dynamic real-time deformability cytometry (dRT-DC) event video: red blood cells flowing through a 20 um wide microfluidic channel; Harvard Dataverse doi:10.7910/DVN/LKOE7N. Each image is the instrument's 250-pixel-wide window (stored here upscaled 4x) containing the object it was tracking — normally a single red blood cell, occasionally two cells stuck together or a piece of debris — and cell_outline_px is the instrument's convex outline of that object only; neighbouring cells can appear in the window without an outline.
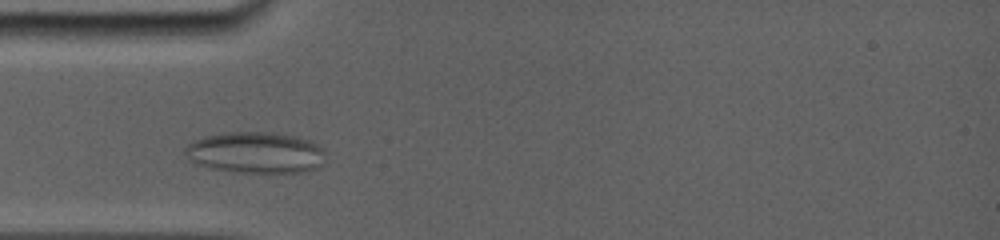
{"species": "common noctule bat (a hibernating species)", "species_latin": "Nyctalus noctula", "temperature_condition": "room temperature", "stored_images_in_passage": 21, "camera_frame_rate_fps": 5000, "um_per_image_px": 0.085, "animal": {"sex": "female", "body_mass_g": 19.0, "forearm_length_mm": 56.7}, "frame": {"image": 1, "passage_image": 4, "time_ms": 2.0, "image_size_px": [1000, 240], "cell_outline_px": [[324, 148], [320, 164], [316, 168], [300, 172], [240, 172], [212, 168], [200, 164], [192, 160], [184, 152], [184, 148], [192, 140], [204, 136], [228, 132], [272, 132], [296, 136], [312, 140]], "centroid_in_image_um": [21.73, 12.94], "position_along_channel_um": 63.3, "area_um2": 33.52}}
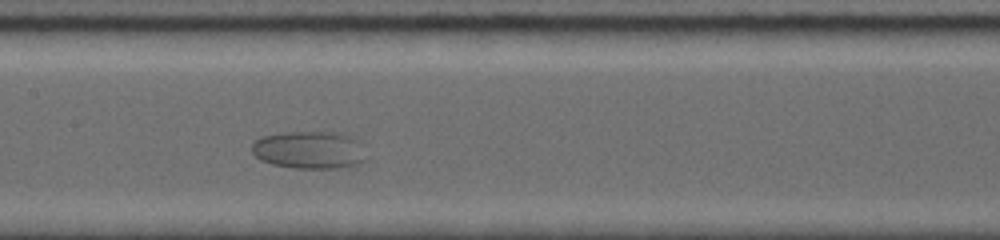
{"frame": {"image": 2, "passage_image": 9, "time_ms": 5.4, "image_size_px": [1000, 240], "cell_outline_px": [[364, 160], [360, 164], [340, 168], [296, 168], [272, 164], [260, 160], [252, 152], [252, 144], [256, 140], [264, 136], [284, 132], [332, 132], [352, 136], [364, 144]], "centroid_in_image_um": [26.32, 12.75], "position_along_channel_um": 181.1, "area_um2": 25.2}}
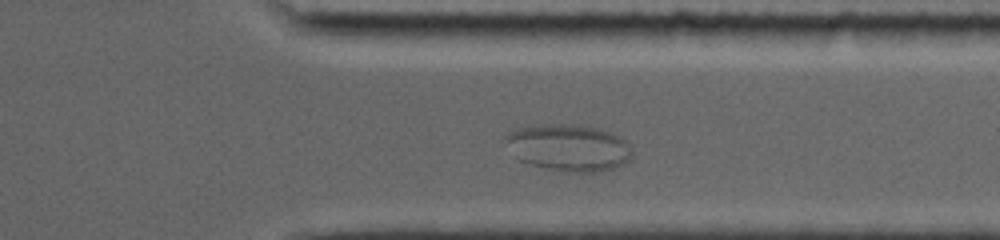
{"frame": {"image": 3, "passage_image": 17, "time_ms": 10.6, "image_size_px": [1000, 240], "cell_outline_px": [[632, 152], [628, 160], [612, 168], [592, 172], [568, 172], [532, 164], [520, 160], [504, 140], [504, 136], [516, 128], [560, 124], [576, 124], [596, 128], [608, 132], [624, 140], [628, 144]], "centroid_in_image_um": [48.32, 12.54], "position_along_channel_um": 363.1, "area_um2": 33.52}}